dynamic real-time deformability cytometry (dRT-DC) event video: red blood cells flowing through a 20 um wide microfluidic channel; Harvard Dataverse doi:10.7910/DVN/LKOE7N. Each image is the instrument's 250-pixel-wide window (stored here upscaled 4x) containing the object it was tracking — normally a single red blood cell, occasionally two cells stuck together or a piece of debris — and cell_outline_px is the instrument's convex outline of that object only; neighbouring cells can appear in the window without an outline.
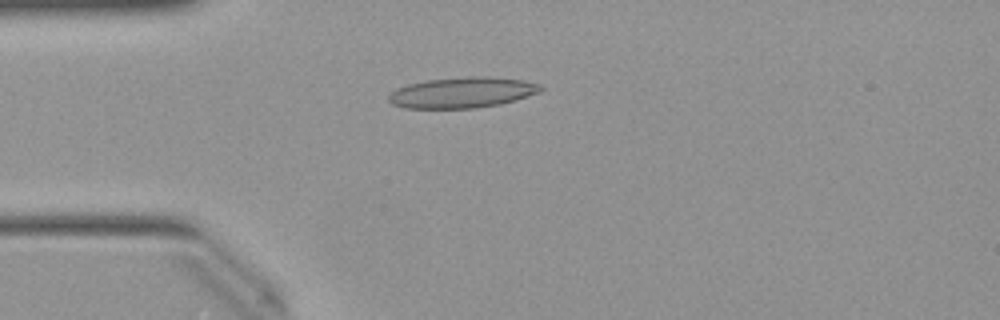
{"species": "Egyptian fruit bat (a non-hibernating species)", "species_latin": "Rousettus aegyptiacus", "temperature_condition": "warm", "stored_images_in_passage": 49, "camera_frame_rate_fps": 3000, "um_per_image_px": 0.085, "animal": {"sex": "female"}, "frame": {"image": 1, "passage_image": 12, "time_ms": 3.667, "image_size_px": [1000, 320], "cell_outline_px": [[544, 88], [540, 92], [516, 100], [500, 104], [476, 108], [404, 108], [392, 104], [388, 100], [388, 96], [396, 88], [408, 84], [428, 80], [464, 76], [488, 76], [524, 80], [540, 84]], "centroid_in_image_um": [39.31, 7.86], "position_along_channel_um": 45.7, "area_um2": 27.4}}
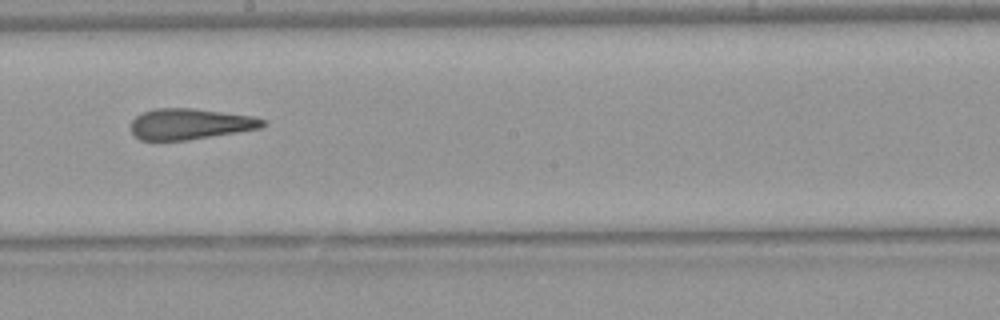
{"frame": {"image": 2, "passage_image": 27, "time_ms": 8.667, "image_size_px": [1000, 320], "cell_outline_px": [[268, 124], [260, 128], [188, 140], [140, 140], [132, 132], [132, 120], [136, 116], [144, 112], [156, 108], [192, 108], [252, 116], [264, 120]], "centroid_in_image_um": [16.16, 10.53], "position_along_channel_um": 232.0, "area_um2": 23.47}}
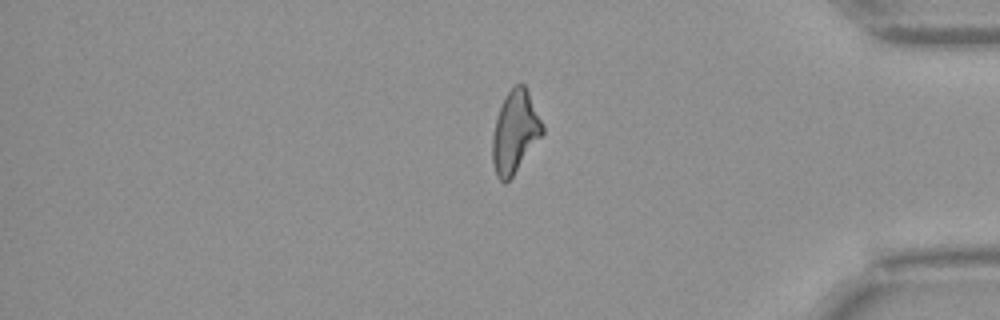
{"frame": {"image": 3, "passage_image": 41, "time_ms": 13.333, "image_size_px": [1000, 320], "cell_outline_px": [[544, 132], [512, 176], [504, 184], [496, 176], [492, 164], [492, 136], [496, 116], [508, 92], [516, 84], [524, 84], [544, 124]], "centroid_in_image_um": [43.76, 11.23], "position_along_channel_um": 391.4, "area_um2": 23.7}, "authors_computed_cell_mechanics": {"area_um2": 24.6806, "velocity_mm_per_s": 4.0224, "shape_relaxation_time_tau1_ms": null, "shape_relaxation_time_tau2_ms": 3.0467, "deformation_change_tau1": null, "deformation_change_tau2": 0.1343}}